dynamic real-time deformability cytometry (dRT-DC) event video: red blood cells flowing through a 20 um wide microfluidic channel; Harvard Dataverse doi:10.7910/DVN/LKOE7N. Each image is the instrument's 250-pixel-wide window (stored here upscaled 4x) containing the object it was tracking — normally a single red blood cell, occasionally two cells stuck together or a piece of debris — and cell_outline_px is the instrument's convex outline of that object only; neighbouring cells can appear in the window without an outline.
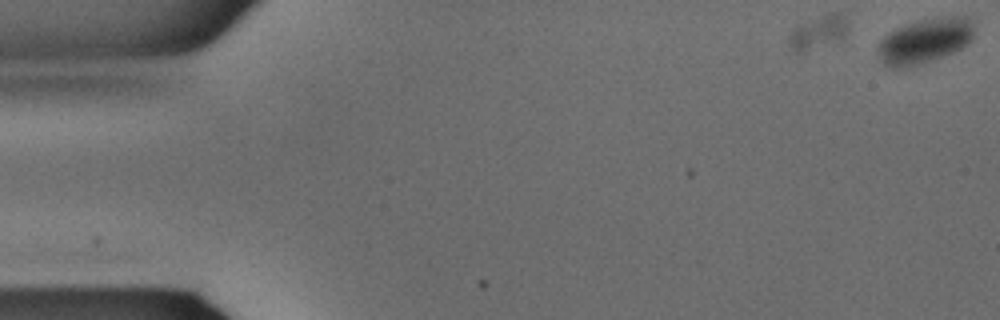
{"species": "common noctule bat (a hibernating species)", "species_latin": "Nyctalus noctula", "temperature_condition": "warm", "stored_images_in_passage": 26, "segment_of_instrument_passage": [1, 2], "camera_frame_rate_fps": 3000, "um_per_image_px": 0.085, "animal": {"sex": "male", "body_mass_g": 15.6}, "frame": {"image": 1, "passage_image": 1, "time_ms": 0.0, "image_size_px": [1000, 320], "cell_outline_px": [[972, 40], [968, 44], [952, 52], [932, 60], [908, 68], [892, 68], [884, 64], [880, 60], [876, 48], [880, 40], [888, 32], [896, 28], [908, 24], [924, 20], [952, 16], [964, 16], [972, 20]], "centroid_in_image_um": [78.56, 3.5], "position_along_channel_um": 6.4, "area_um2": 25.03}}